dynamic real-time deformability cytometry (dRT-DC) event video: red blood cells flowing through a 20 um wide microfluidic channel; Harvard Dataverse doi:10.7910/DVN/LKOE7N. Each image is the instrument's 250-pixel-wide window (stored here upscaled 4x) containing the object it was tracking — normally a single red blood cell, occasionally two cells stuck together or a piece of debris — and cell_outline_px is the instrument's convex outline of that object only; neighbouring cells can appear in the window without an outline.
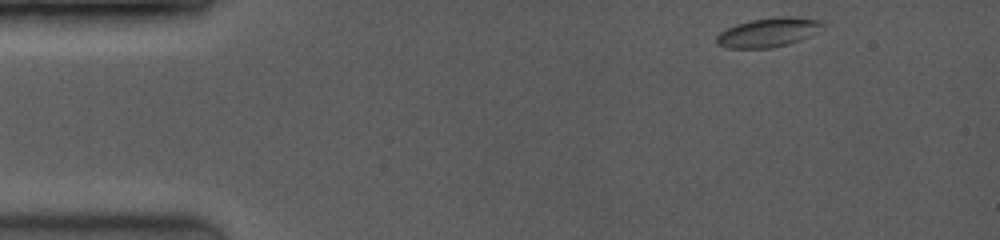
{"species": "common noctule bat (a hibernating species)", "species_latin": "Nyctalus noctula", "temperature_condition": "room temperature", "stored_images_in_passage": 29, "camera_frame_rate_fps": 3500, "um_per_image_px": 0.085, "animal": {"sex": "female", "body_mass_g": 19.0, "forearm_length_mm": 53.3}, "frame": {"image": 1, "passage_image": 1, "time_ms": 0.0, "image_size_px": [1000, 240], "cell_outline_px": [[824, 24], [816, 32], [800, 40], [788, 44], [772, 48], [724, 48], [716, 44], [716, 36], [720, 32], [736, 24], [752, 20], [780, 16], [792, 16], [820, 20]], "centroid_in_image_um": [65.27, 2.76], "position_along_channel_um": 19.7, "area_um2": 17.98}}
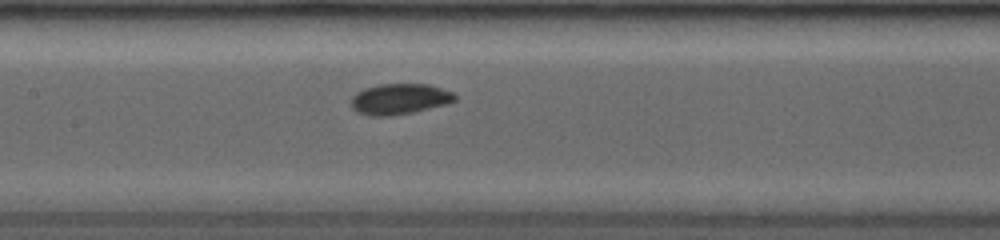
{"frame": {"image": 2, "passage_image": 12, "time_ms": 6.0, "image_size_px": [1000, 240], "cell_outline_px": [[456, 100], [448, 104], [412, 112], [392, 116], [368, 116], [356, 112], [352, 108], [352, 96], [356, 92], [364, 88], [380, 84], [428, 84], [452, 92], [456, 96]], "centroid_in_image_um": [33.94, 8.42], "position_along_channel_um": 173.5, "area_um2": 18.67}}
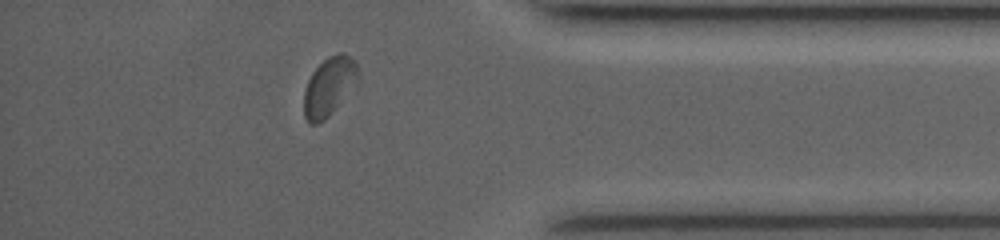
{"frame": {"image": 3, "passage_image": 25, "time_ms": 12.0, "image_size_px": [1000, 240], "cell_outline_px": [[360, 80], [356, 88], [324, 120], [316, 124], [308, 124], [304, 116], [304, 88], [312, 72], [328, 56], [340, 52], [356, 60], [360, 72]], "centroid_in_image_um": [28.03, 7.35], "position_along_channel_um": 407.2, "area_um2": 19.07}}